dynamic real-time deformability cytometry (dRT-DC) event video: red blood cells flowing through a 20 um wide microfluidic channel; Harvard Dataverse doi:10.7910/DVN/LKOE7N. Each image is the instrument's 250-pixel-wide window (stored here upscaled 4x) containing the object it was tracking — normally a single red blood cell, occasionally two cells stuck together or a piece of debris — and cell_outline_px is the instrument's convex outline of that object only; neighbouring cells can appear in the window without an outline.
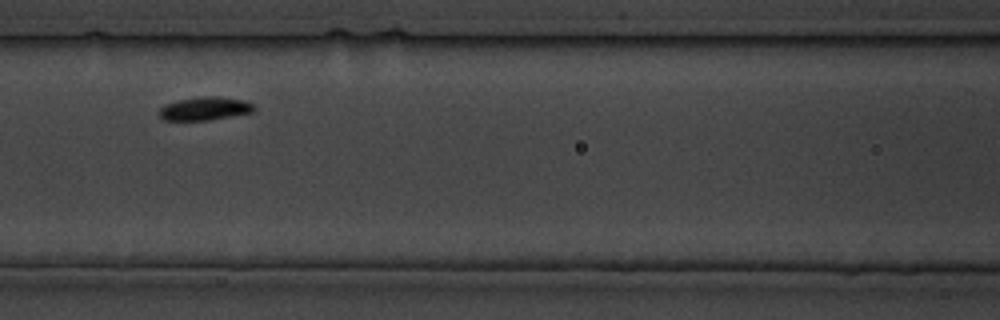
{"species": "common noctule bat (a hibernating species)", "species_latin": "Nyctalus noctula", "temperature_condition": "cold", "stored_images_in_passage": 23, "camera_frame_rate_fps": 3000, "um_per_image_px": 0.085, "animal": {"sex": "male", "body_mass_g": 19.5, "forearm_length_mm": 54.6}, "frame": {"image": 1, "passage_image": 7, "time_ms": 7.667, "image_size_px": [1000, 320], "cell_outline_px": [[256, 108], [252, 112], [208, 120], [164, 120], [160, 116], [160, 108], [168, 104], [180, 100], [204, 96], [216, 96], [244, 100], [252, 104]], "centroid_in_image_um": [17.44, 9.23], "position_along_channel_um": 149.2, "area_um2": 12.54}}
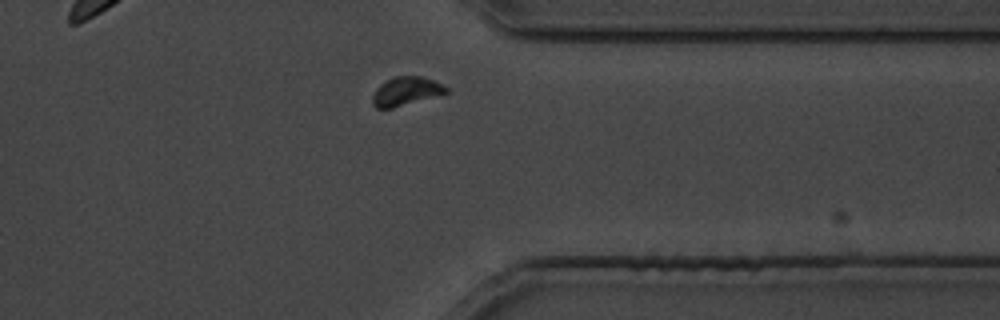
{"frame": {"image": 2, "passage_image": 20, "time_ms": 23.333, "image_size_px": [1000, 320], "cell_outline_px": [[448, 92], [444, 96], [392, 108], [376, 108], [372, 104], [372, 96], [376, 88], [380, 84], [392, 76], [420, 76], [432, 80], [448, 88]], "centroid_in_image_um": [34.53, 7.77], "position_along_channel_um": 376.9, "area_um2": 12.66}}